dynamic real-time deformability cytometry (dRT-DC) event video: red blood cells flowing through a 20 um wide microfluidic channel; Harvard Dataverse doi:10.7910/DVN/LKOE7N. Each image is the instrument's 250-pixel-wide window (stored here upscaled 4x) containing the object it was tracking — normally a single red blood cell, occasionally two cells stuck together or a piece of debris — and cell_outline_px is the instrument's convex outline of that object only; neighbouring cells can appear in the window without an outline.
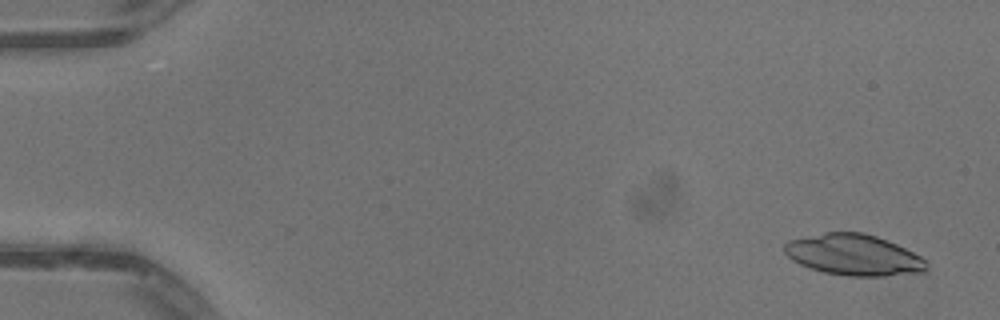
{"species": "common noctule bat (a hibernating species)", "species_latin": "Nyctalus noctula", "temperature_condition": "warm", "stored_images_in_passage": 51, "camera_frame_rate_fps": 3000, "um_per_image_px": 0.085, "animal": {"sex": "male", "body_mass_g": 13.3}, "frame": {"image": 1, "passage_image": 3, "time_ms": 0.667, "image_size_px": [1000, 320], "cell_outline_px": [[924, 272], [884, 276], [848, 276], [824, 272], [800, 264], [792, 260], [784, 252], [784, 244], [788, 240], [824, 232], [864, 232], [888, 240], [920, 256], [924, 260]], "centroid_in_image_um": [72.52, 21.65], "position_along_channel_um": 12.5, "area_um2": 33.76}}